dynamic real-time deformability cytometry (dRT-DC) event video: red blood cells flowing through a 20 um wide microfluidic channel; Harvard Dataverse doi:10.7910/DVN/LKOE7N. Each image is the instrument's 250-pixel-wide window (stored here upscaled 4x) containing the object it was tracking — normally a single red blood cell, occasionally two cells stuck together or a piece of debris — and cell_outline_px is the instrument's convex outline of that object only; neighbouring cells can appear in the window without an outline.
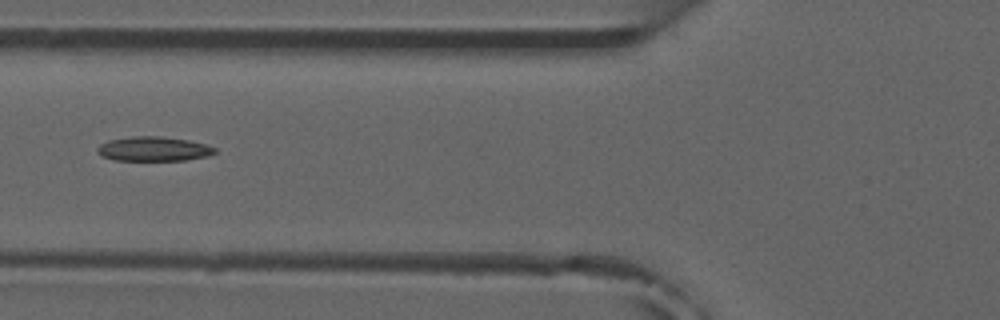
{"species": "common noctule bat (a hibernating species)", "species_latin": "Nyctalus noctula", "temperature_condition": "room temperature", "stored_images_in_passage": 7, "camera_frame_rate_fps": 3000, "um_per_image_px": 0.085, "animal": {"sex": "male", "forearm_length_mm": 52.5}, "frame": {"image": 1, "passage_image": 5, "time_ms": 5.667, "image_size_px": [1000, 320], "cell_outline_px": [[216, 152], [208, 156], [184, 160], [116, 160], [100, 156], [96, 152], [96, 148], [100, 144], [108, 140], [132, 136], [160, 136], [188, 140], [208, 144], [216, 148]], "centroid_in_image_um": [13.04, 12.65], "position_along_channel_um": 112.8, "area_um2": 16.88}}
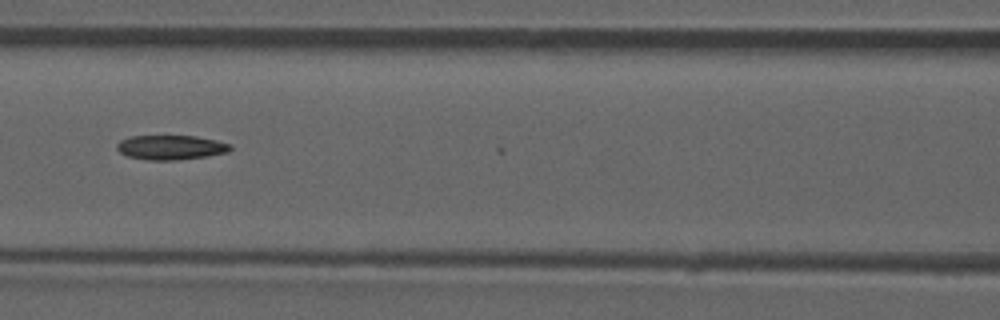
{"frame": {"image": 2, "passage_image": 6, "time_ms": 6.667, "image_size_px": [1000, 320], "cell_outline_px": [[232, 148], [228, 152], [208, 156], [176, 160], [148, 160], [128, 156], [120, 152], [116, 148], [116, 144], [120, 140], [128, 136], [196, 136], [216, 140], [232, 144]], "centroid_in_image_um": [14.52, 12.52], "position_along_channel_um": 152.1, "area_um2": 16.3}}